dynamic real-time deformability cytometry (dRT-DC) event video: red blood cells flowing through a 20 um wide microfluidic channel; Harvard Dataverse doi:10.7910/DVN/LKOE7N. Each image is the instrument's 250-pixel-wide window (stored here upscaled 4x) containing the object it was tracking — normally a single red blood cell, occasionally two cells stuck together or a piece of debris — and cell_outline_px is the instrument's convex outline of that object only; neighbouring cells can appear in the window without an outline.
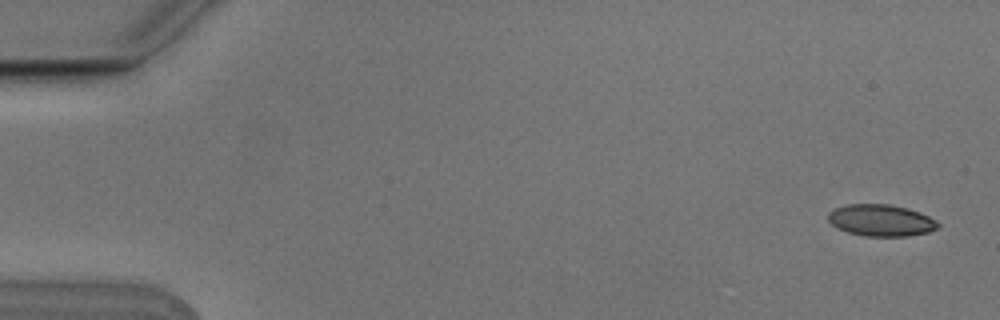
{"species": "Egyptian fruit bat (a non-hibernating species)", "species_latin": "Rousettus aegyptiacus", "temperature_condition": "cold", "stored_images_in_passage": 5, "camera_frame_rate_fps": 3000, "um_per_image_px": 0.085, "animal": {"sex": "male"}, "frame": {"image": 1, "passage_image": 1, "time_ms": 0.0, "image_size_px": [1000, 320], "cell_outline_px": [[940, 224], [936, 228], [928, 232], [908, 236], [864, 236], [848, 232], [836, 228], [828, 220], [828, 212], [836, 208], [848, 204], [888, 204], [908, 208], [920, 212], [936, 220]], "centroid_in_image_um": [74.88, 18.73], "position_along_channel_um": 10.1, "area_um2": 20.29}}
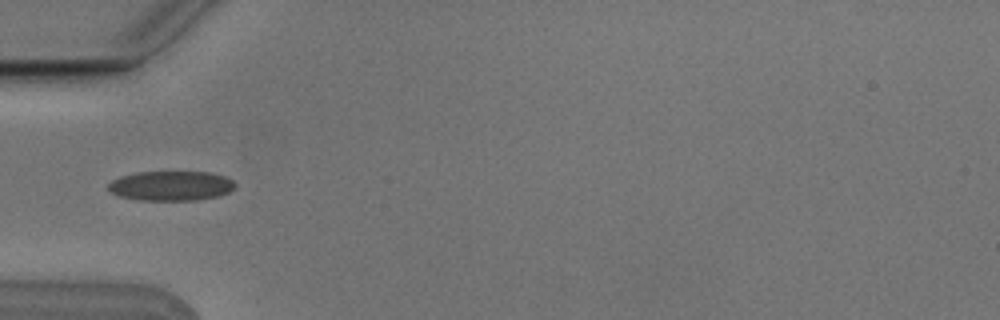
{"frame": {"image": 2, "passage_image": 5, "time_ms": 1.333, "image_size_px": [1000, 320], "cell_outline_px": [[236, 188], [220, 196], [196, 200], [140, 200], [120, 196], [112, 192], [108, 188], [108, 184], [112, 180], [120, 176], [136, 172], [208, 172], [224, 176], [232, 180], [236, 184]], "centroid_in_image_um": [14.56, 15.79], "position_along_channel_um": 70.4, "area_um2": 21.96}}